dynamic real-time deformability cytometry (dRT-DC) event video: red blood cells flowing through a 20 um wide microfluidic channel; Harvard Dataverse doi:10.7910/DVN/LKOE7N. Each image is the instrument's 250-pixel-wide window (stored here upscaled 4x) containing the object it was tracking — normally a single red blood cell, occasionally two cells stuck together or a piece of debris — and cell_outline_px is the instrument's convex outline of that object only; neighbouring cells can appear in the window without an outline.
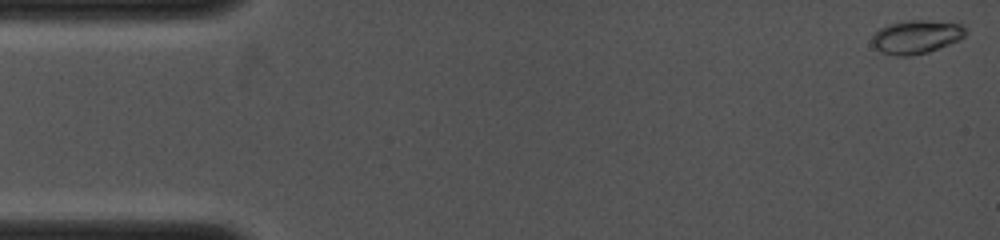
{"species": "common noctule bat (a hibernating species)", "species_latin": "Nyctalus noctula", "temperature_condition": "cold", "stored_images_in_passage": 28, "camera_frame_rate_fps": 4000, "um_per_image_px": 0.085, "animal": {"sex": "female", "body_mass_g": 19.0, "forearm_length_mm": 53.3}, "frame": {"image": 1, "passage_image": 1, "time_ms": 0.0, "image_size_px": [1000, 240], "cell_outline_px": [[968, 32], [960, 40], [928, 52], [912, 56], [896, 56], [880, 52], [872, 44], [872, 36], [880, 28], [888, 24], [908, 20], [928, 20], [960, 24]], "centroid_in_image_um": [77.88, 3.14], "position_along_channel_um": 7.1, "area_um2": 18.32}}
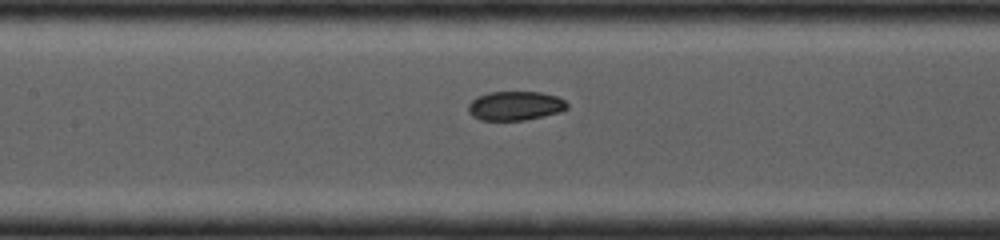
{"frame": {"image": 2, "passage_image": 11, "time_ms": 6.5, "image_size_px": [1000, 240], "cell_outline_px": [[568, 108], [560, 112], [544, 116], [524, 120], [480, 120], [472, 116], [468, 112], [468, 104], [476, 96], [488, 92], [540, 92], [556, 96], [564, 100], [568, 104]], "centroid_in_image_um": [43.77, 8.99], "position_along_channel_um": 163.6, "area_um2": 16.88}}
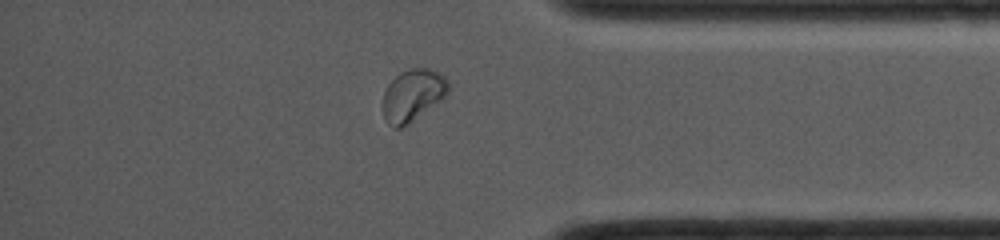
{"frame": {"image": 3, "passage_image": 21, "time_ms": 12.0, "image_size_px": [1000, 240], "cell_outline_px": [[448, 92], [444, 96], [408, 124], [400, 128], [392, 128], [384, 120], [384, 92], [388, 84], [400, 72], [408, 68], [428, 68], [440, 72], [448, 80]], "centroid_in_image_um": [35.06, 8.07], "position_along_channel_um": 400.1, "area_um2": 19.54}}